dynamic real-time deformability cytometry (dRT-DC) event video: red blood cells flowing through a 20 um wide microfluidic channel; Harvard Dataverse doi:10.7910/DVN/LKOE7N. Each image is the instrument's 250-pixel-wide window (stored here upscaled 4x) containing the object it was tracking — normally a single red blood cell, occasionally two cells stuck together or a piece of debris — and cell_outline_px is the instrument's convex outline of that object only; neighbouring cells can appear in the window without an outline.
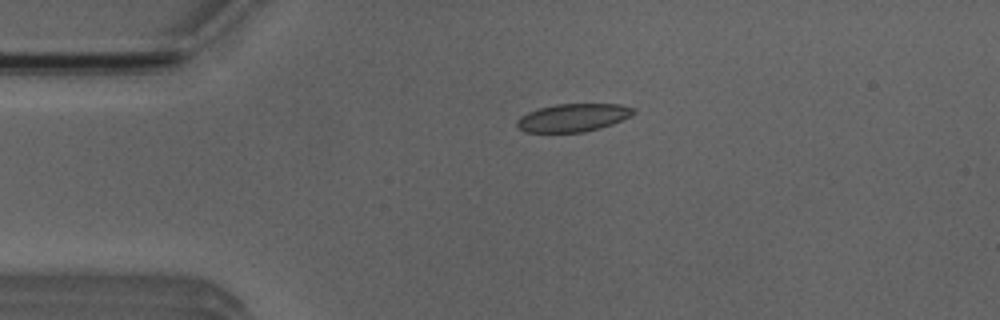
{"species": "Egyptian fruit bat (a non-hibernating species)", "species_latin": "Rousettus aegyptiacus", "temperature_condition": "room temperature", "stored_images_in_passage": 4, "camera_frame_rate_fps": 3000, "um_per_image_px": 0.085, "animal": {"sex": "male"}, "frame": {"image": 1, "passage_image": 3, "time_ms": 2.333, "image_size_px": [1000, 320], "cell_outline_px": [[636, 112], [612, 124], [600, 128], [584, 132], [524, 132], [516, 124], [516, 120], [520, 116], [528, 112], [540, 108], [556, 104], [620, 104], [636, 108]], "centroid_in_image_um": [48.7, 10.0], "position_along_channel_um": 36.3, "area_um2": 18.9}}